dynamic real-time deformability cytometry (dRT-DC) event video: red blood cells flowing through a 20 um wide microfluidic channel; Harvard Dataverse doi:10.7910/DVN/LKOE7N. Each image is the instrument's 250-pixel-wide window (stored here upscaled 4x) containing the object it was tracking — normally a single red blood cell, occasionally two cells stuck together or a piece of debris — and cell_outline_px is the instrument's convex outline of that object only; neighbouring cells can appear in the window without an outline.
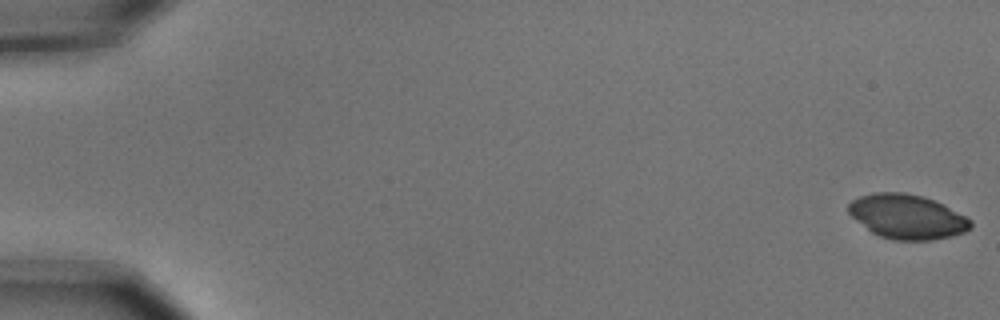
{"species": "common noctule bat (a hibernating species)", "species_latin": "Nyctalus noctula", "temperature_condition": "cold", "stored_images_in_passage": 6, "camera_frame_rate_fps": 3000, "um_per_image_px": 0.085, "animal": {"sex": "male", "body_mass_g": 15.6}, "frame": {"image": 1, "passage_image": 1, "time_ms": 0.0, "image_size_px": [1000, 320], "cell_outline_px": [[972, 228], [964, 232], [952, 236], [932, 240], [892, 240], [880, 236], [872, 232], [852, 216], [848, 212], [848, 204], [852, 200], [860, 196], [872, 192], [904, 192], [924, 196], [944, 204], [972, 220]], "centroid_in_image_um": [77.13, 18.41], "position_along_channel_um": 7.9, "area_um2": 31.73}}